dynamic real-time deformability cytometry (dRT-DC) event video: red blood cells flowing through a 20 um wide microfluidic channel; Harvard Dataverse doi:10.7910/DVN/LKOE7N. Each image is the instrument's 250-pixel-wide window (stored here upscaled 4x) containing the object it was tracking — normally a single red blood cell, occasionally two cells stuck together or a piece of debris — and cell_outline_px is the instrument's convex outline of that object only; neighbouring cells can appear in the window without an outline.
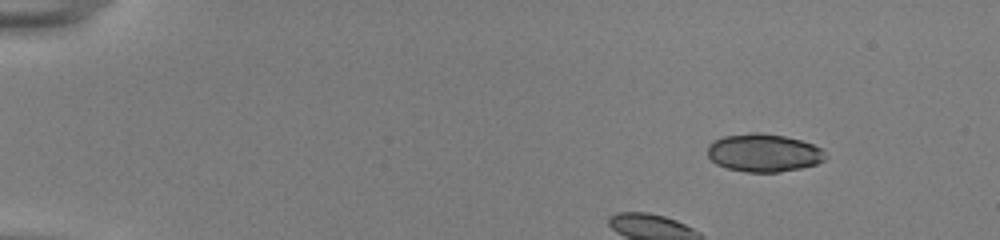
{"species": "common noctule bat (a hibernating species)", "species_latin": "Nyctalus noctula", "temperature_condition": "room temperature", "stored_images_in_passage": 44, "camera_frame_rate_fps": 3000, "um_per_image_px": 0.085, "animal": {"sex": "female", "body_mass_g": 22.0, "forearm_length_mm": 56.7}, "frame": {"image": 1, "passage_image": 3, "time_ms": 0.667, "image_size_px": [1000, 240], "cell_outline_px": [[816, 160], [812, 164], [788, 168], [736, 168], [720, 140], [736, 136], [776, 136], [796, 140], [808, 144], [812, 148]], "centroid_in_image_um": [65.27, 12.93], "position_along_channel_um": 19.7, "area_um2": 18.21}}
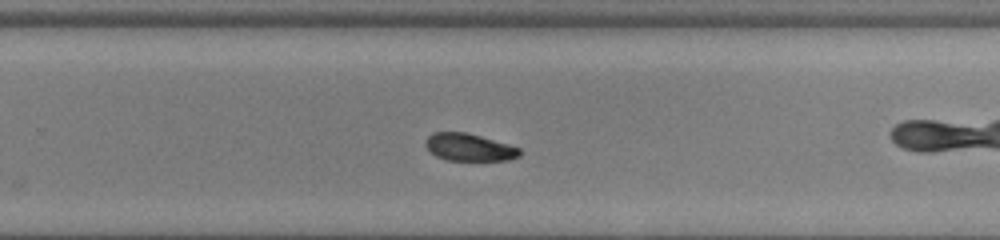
{"frame": {"image": 2, "passage_image": 30, "time_ms": 9.667, "image_size_px": [1000, 240], "cell_outline_px": [[516, 152], [512, 156], [484, 160], [472, 160], [448, 156], [432, 148], [432, 144], [436, 136], [472, 136], [516, 148]], "centroid_in_image_um": [40.07, 12.58], "position_along_channel_um": 289.7, "area_um2": 10.69}}
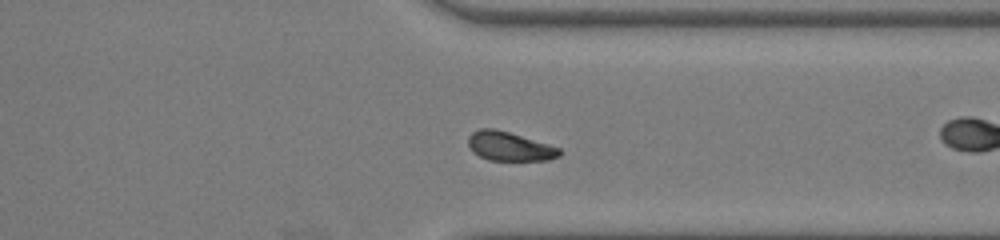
{"frame": {"image": 3, "passage_image": 36, "time_ms": 11.667, "image_size_px": [1000, 240], "cell_outline_px": [[560, 152], [552, 156], [524, 160], [504, 160], [488, 156], [480, 136], [480, 132], [500, 132]], "centroid_in_image_um": [43.59, 12.54], "position_along_channel_um": 367.8, "area_um2": 10.06}}